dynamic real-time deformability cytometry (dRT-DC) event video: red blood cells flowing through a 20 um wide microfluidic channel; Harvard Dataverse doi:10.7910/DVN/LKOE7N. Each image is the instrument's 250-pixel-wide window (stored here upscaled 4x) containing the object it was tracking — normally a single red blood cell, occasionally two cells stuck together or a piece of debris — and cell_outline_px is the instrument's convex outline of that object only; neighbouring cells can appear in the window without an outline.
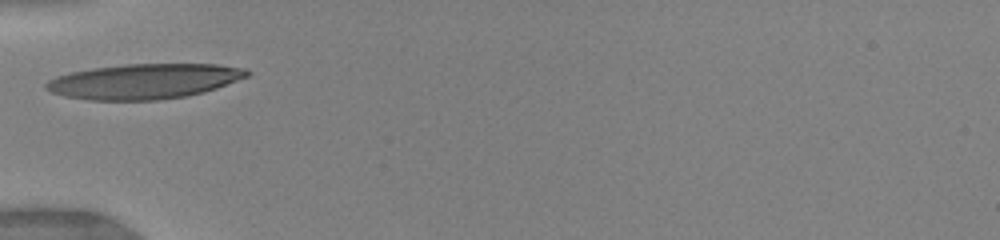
{"species": "human", "species_latin": "Homo sapiens", "temperature_condition": "warm", "stored_images_in_passage": 36, "camera_frame_rate_fps": 3000, "um_per_image_px": 0.085, "donor": {"sex": "female"}, "frame": {"image": 1, "passage_image": 1, "time_ms": 0.0, "image_size_px": [1000, 240], "cell_outline_px": [[252, 72], [248, 76], [216, 88], [204, 92], [184, 96], [160, 100], [88, 100], [64, 96], [52, 92], [44, 88], [44, 84], [48, 80], [56, 76], [72, 72], [92, 68], [124, 64], [216, 64], [244, 68]], "centroid_in_image_um": [12.23, 6.91], "position_along_channel_um": 72.8, "area_um2": 41.1}}